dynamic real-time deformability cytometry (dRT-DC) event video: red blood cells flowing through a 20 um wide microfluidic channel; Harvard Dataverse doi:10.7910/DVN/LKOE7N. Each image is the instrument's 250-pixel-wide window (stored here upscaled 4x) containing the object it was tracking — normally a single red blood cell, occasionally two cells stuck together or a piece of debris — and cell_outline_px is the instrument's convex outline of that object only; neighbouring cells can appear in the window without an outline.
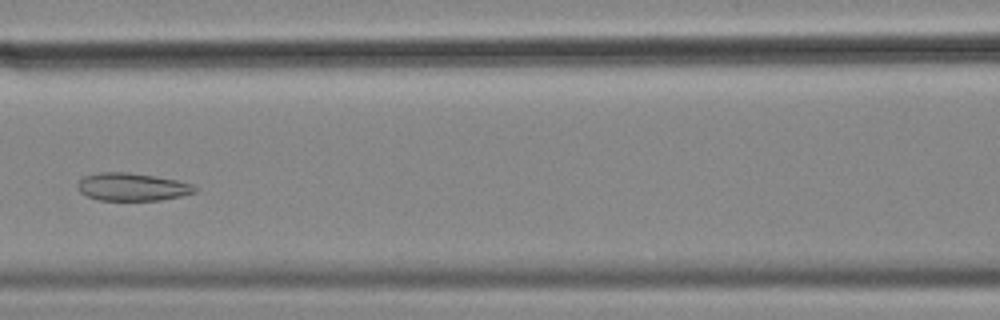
{"species": "common noctule bat (a hibernating species)", "species_latin": "Nyctalus noctula", "temperature_condition": "cold", "stored_images_in_passage": 9, "camera_frame_rate_fps": 3000, "um_per_image_px": 0.085, "animal": {"sex": "female", "body_mass_g": 18.4}, "frame": {"image": 1, "passage_image": 7, "time_ms": 2.0, "image_size_px": [1000, 320], "cell_outline_px": [[200, 188], [196, 192], [180, 196], [160, 200], [96, 200], [80, 192], [76, 184], [84, 176], [100, 172], [128, 172], [176, 180], [192, 184]], "centroid_in_image_um": [11.23, 15.89], "position_along_channel_um": 155.4, "area_um2": 18.96}}
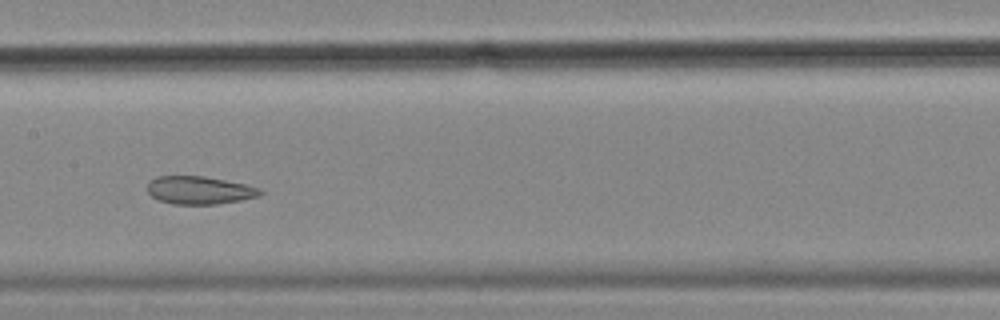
{"frame": {"image": 2, "passage_image": 8, "time_ms": 2.333, "image_size_px": [1000, 320], "cell_outline_px": [[264, 192], [260, 196], [240, 200], [216, 204], [172, 204], [160, 200], [152, 196], [148, 192], [148, 180], [156, 176], [204, 176], [244, 184], [260, 188]], "centroid_in_image_um": [16.94, 16.16], "position_along_channel_um": 190.5, "area_um2": 18.32}}
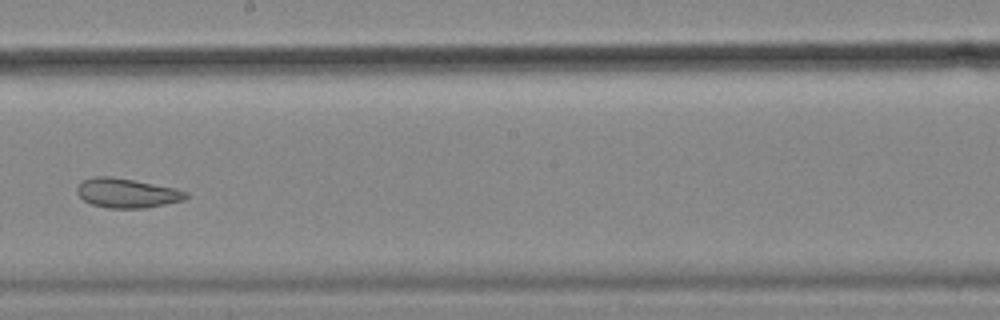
{"frame": {"image": 3, "passage_image": 9, "time_ms": 2.667, "image_size_px": [1000, 320], "cell_outline_px": [[188, 196], [184, 200], [144, 208], [108, 208], [92, 204], [84, 200], [76, 192], [76, 188], [84, 180], [96, 176], [112, 176], [176, 188], [188, 192]], "centroid_in_image_um": [10.8, 16.41], "position_along_channel_um": 237.4, "area_um2": 18.55}}